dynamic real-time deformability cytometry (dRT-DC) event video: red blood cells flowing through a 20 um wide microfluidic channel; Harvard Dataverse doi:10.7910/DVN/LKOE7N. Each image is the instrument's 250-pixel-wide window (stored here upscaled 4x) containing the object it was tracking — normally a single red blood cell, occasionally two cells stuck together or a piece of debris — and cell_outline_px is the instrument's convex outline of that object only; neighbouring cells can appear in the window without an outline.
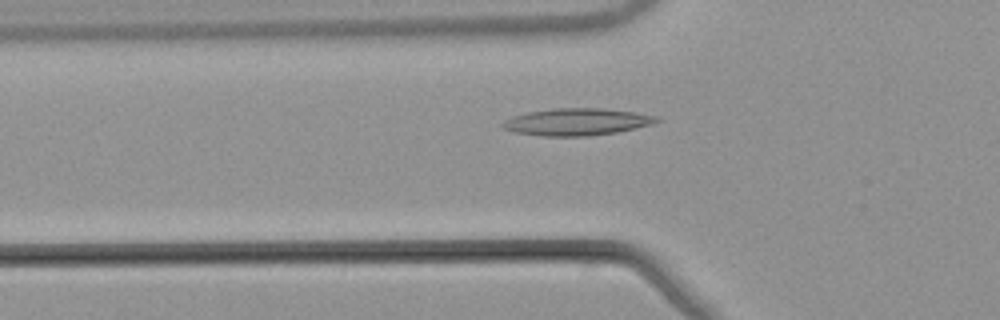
{"species": "common noctule bat (a hibernating species)", "species_latin": "Nyctalus noctula", "temperature_condition": "warm", "stored_images_in_passage": 53, "camera_frame_rate_fps": 3000, "um_per_image_px": 0.085, "animal": {"sex": "male", "body_mass_g": 21.5, "forearm_length_mm": 52.0}, "frame": {"image": 1, "passage_image": 18, "time_ms": 5.667, "image_size_px": [1000, 320], "cell_outline_px": [[660, 120], [652, 124], [616, 132], [588, 136], [544, 136], [512, 132], [500, 128], [500, 124], [504, 120], [512, 116], [528, 112], [552, 108], [604, 108], [660, 116]], "centroid_in_image_um": [48.97, 10.36], "position_along_channel_um": 76.8, "area_um2": 24.45}}
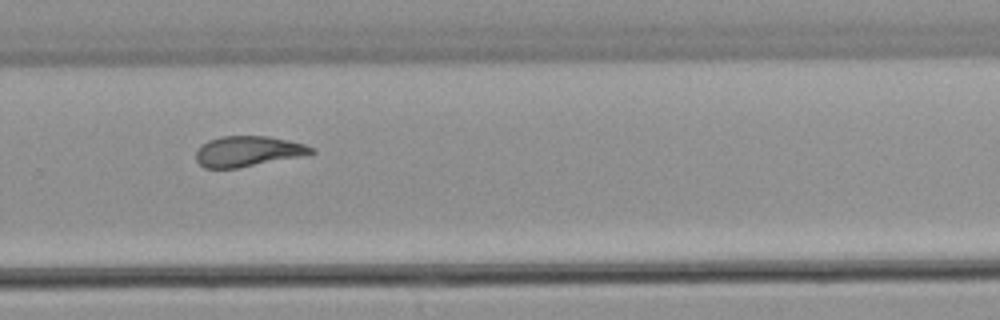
{"frame": {"image": 2, "passage_image": 36, "time_ms": 11.667, "image_size_px": [1000, 320], "cell_outline_px": [[316, 152], [304, 156], [236, 168], [204, 168], [196, 160], [196, 148], [208, 140], [220, 136], [268, 136], [288, 140], [304, 144], [316, 148]], "centroid_in_image_um": [21.08, 12.85], "position_along_channel_um": 308.7, "area_um2": 20.63}}
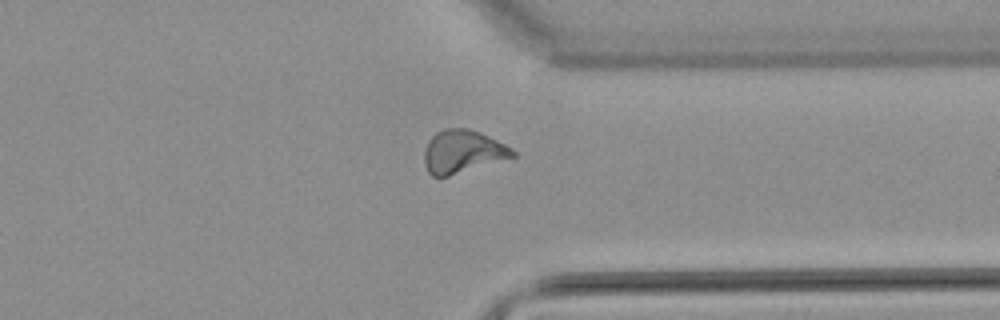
{"frame": {"image": 3, "passage_image": 41, "time_ms": 13.333, "image_size_px": [1000, 320], "cell_outline_px": [[516, 156], [448, 176], [432, 176], [428, 172], [424, 164], [424, 152], [428, 140], [436, 132], [444, 128], [464, 128], [480, 132], [512, 148], [516, 152]], "centroid_in_image_um": [39.3, 12.88], "position_along_channel_um": 372.1, "area_um2": 21.96}, "authors_computed_cell_mechanics": {"area_um2": 21.7906, "velocity_mm_per_s": 3.8605, "shape_relaxation_time_tau1_ms": null, "shape_relaxation_time_tau2_ms": 3.8208, "deformation_change_tau1": null, "deformation_change_tau2": 0.13}}